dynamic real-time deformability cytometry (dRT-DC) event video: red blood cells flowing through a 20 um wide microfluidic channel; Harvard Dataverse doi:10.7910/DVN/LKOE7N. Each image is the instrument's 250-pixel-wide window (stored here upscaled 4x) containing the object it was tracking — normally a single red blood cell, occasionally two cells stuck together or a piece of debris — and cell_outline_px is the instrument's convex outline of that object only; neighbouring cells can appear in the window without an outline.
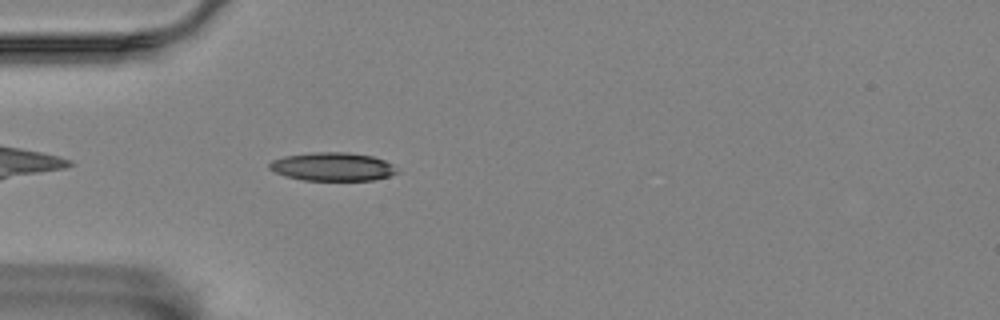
{"species": "Egyptian fruit bat (a non-hibernating species)", "species_latin": "Rousettus aegyptiacus", "temperature_condition": "room temperature", "stored_images_in_passage": 34, "camera_frame_rate_fps": 3000, "um_per_image_px": 0.085, "animal": {"sex": "female"}, "frame": {"image": 1, "passage_image": 1, "time_ms": 0.0, "image_size_px": [1000, 320], "cell_outline_px": [[400, 172], [388, 176], [372, 180], [304, 180], [288, 176], [276, 172], [268, 168], [268, 164], [272, 160], [284, 156], [312, 152], [344, 152], [372, 156], [384, 160], [392, 164]], "centroid_in_image_um": [28.27, 14.16], "position_along_channel_um": 56.7, "area_um2": 20.98}}
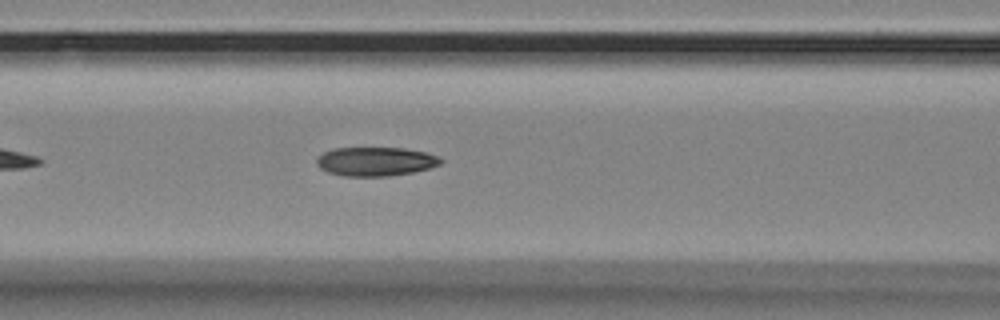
{"frame": {"image": 2, "passage_image": 8, "time_ms": 2.333, "image_size_px": [1000, 320], "cell_outline_px": [[444, 160], [440, 164], [428, 168], [412, 172], [388, 176], [344, 176], [328, 172], [320, 168], [316, 164], [316, 160], [324, 152], [336, 148], [404, 148], [424, 152], [436, 156]], "centroid_in_image_um": [31.91, 13.73], "position_along_channel_um": 134.7, "area_um2": 20.69}}
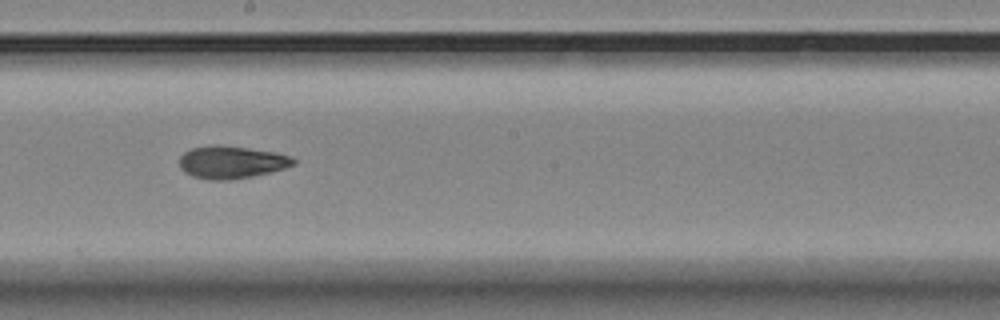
{"frame": {"image": 3, "passage_image": 16, "time_ms": 5.0, "image_size_px": [1000, 320], "cell_outline_px": [[296, 164], [284, 168], [252, 176], [232, 180], [208, 180], [192, 176], [184, 172], [180, 168], [180, 156], [184, 152], [192, 148], [212, 144], [216, 144], [248, 148], [276, 152], [288, 156], [296, 160]], "centroid_in_image_um": [19.64, 13.78], "position_along_channel_um": 228.6, "area_um2": 21.68}, "authors_computed_cell_mechanics": {"area_um2": 20.9236, "velocity_mm_per_s": 3.506, "shape_relaxation_time_tau1_ms": 9.916, "shape_relaxation_time_tau2_ms": 3.6609, "deformation_change_tau1": 0.3689, "deformation_change_tau2": 0.1116}}